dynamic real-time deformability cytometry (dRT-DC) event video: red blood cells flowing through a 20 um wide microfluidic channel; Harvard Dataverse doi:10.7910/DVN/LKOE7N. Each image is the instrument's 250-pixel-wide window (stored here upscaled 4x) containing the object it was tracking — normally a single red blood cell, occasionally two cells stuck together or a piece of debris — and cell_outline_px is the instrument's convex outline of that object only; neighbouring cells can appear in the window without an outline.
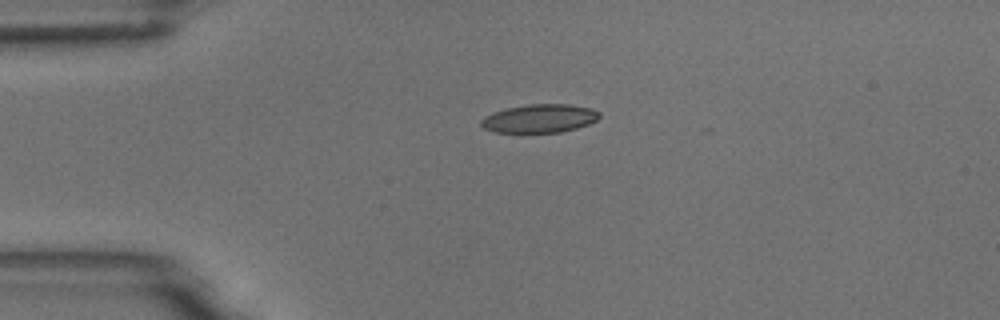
{"species": "common noctule bat (a hibernating species)", "species_latin": "Nyctalus noctula", "temperature_condition": "room temperature", "stored_images_in_passage": 1, "camera_frame_rate_fps": 3000, "um_per_image_px": 0.085, "animal": {"sex": "male", "body_mass_g": 18.8}, "frame": {"image": 1, "passage_image": 1, "time_ms": 0.0, "image_size_px": [1000, 320], "cell_outline_px": [[600, 116], [596, 120], [588, 124], [576, 128], [560, 132], [492, 132], [484, 128], [480, 124], [480, 120], [484, 116], [492, 112], [508, 108], [528, 104], [568, 104], [592, 108], [600, 112]], "centroid_in_image_um": [45.85, 10.06], "position_along_channel_um": 39.2, "area_um2": 19.59}}